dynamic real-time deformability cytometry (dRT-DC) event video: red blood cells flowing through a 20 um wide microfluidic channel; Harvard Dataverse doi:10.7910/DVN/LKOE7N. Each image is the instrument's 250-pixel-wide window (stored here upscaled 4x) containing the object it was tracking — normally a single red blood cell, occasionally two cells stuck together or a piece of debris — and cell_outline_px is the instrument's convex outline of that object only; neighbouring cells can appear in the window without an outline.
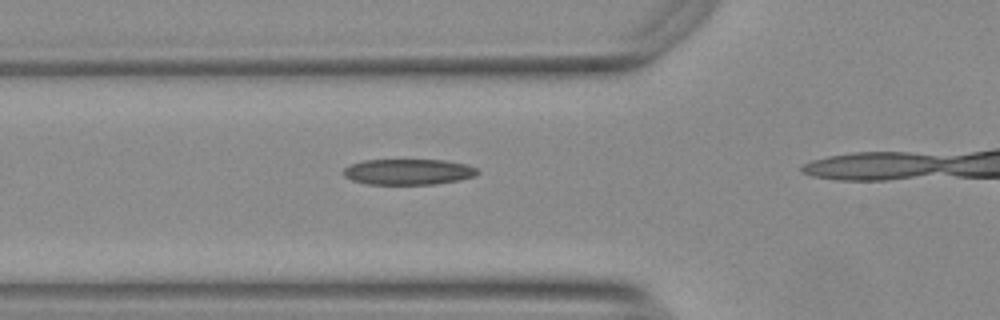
{"species": "Egyptian fruit bat (a non-hibernating species)", "species_latin": "Rousettus aegyptiacus", "temperature_condition": "warm", "stored_images_in_passage": 16, "camera_frame_rate_fps": 3000, "um_per_image_px": 0.085, "animal": {"sex": "female"}, "frame": {"image": 1, "passage_image": 12, "time_ms": 3.667, "image_size_px": [1000, 320], "cell_outline_px": [[480, 172], [476, 176], [460, 180], [436, 184], [368, 184], [352, 180], [344, 176], [340, 172], [348, 164], [364, 160], [444, 160], [464, 164], [476, 168]], "centroid_in_image_um": [34.67, 14.6], "position_along_channel_um": 91.1, "area_um2": 20.29}}